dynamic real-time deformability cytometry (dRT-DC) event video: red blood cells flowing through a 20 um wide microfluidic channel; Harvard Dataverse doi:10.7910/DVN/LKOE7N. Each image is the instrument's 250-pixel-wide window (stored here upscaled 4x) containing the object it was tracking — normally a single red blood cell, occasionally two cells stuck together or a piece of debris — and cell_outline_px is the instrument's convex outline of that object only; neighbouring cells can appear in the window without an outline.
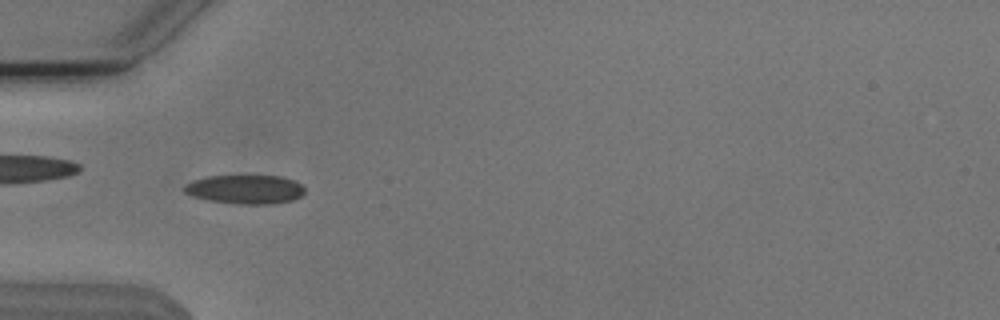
{"species": "Egyptian fruit bat (a non-hibernating species)", "species_latin": "Rousettus aegyptiacus", "temperature_condition": "cold", "stored_images_in_passage": 54, "camera_frame_rate_fps": 3000, "um_per_image_px": 0.085, "animal": {"sex": "male"}, "frame": {"image": 1, "passage_image": 17, "time_ms": 5.333, "image_size_px": [1000, 320], "cell_outline_px": [[304, 192], [300, 196], [292, 200], [272, 204], [240, 204], [208, 200], [192, 196], [184, 192], [180, 188], [184, 184], [192, 180], [208, 176], [280, 176], [292, 180], [300, 184], [304, 188]], "centroid_in_image_um": [20.78, 16.09], "position_along_channel_um": 64.2, "area_um2": 20.35}}
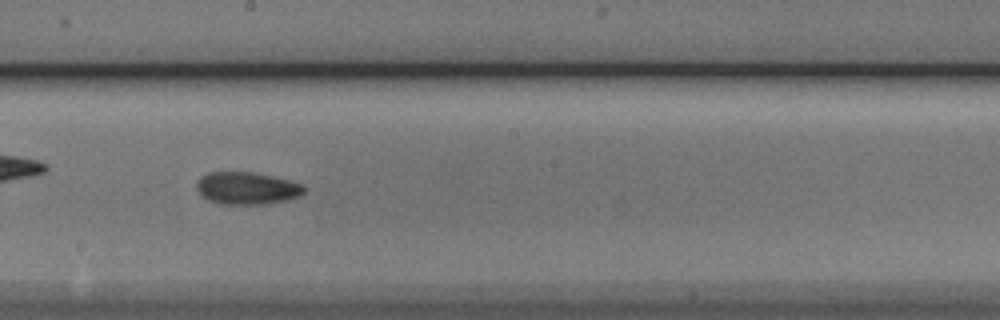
{"frame": {"image": 2, "passage_image": 30, "time_ms": 9.667, "image_size_px": [1000, 320], "cell_outline_px": [[308, 188], [300, 196], [284, 200], [264, 204], [220, 204], [208, 200], [196, 188], [196, 184], [208, 172], [252, 172], [272, 176], [304, 184]], "centroid_in_image_um": [21.04, 16.0], "position_along_channel_um": 227.2, "area_um2": 20.11}}
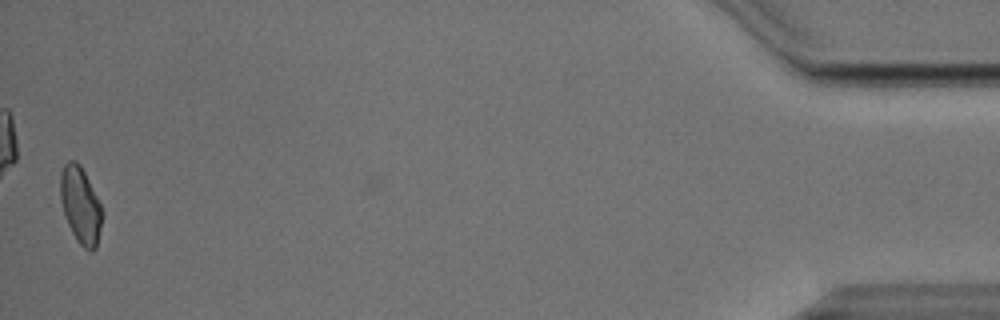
{"frame": {"image": 3, "passage_image": 53, "time_ms": 17.333, "image_size_px": [1000, 320], "cell_outline_px": [[104, 216], [96, 248], [92, 252], [88, 252], [76, 240], [68, 224], [60, 200], [60, 172], [64, 164], [68, 160], [76, 160], [80, 164], [104, 212]], "centroid_in_image_um": [6.85, 17.47], "position_along_channel_um": 428.3, "area_um2": 18.84}, "authors_computed_cell_mechanics": {"area_um2": 19.4497, "velocity_mm_per_s": 3.801, "shape_relaxation_time_tau1_ms": 4.5453, "shape_relaxation_time_tau2_ms": 4.73, "deformation_change_tau1": 0.0901, "deformation_change_tau2": 0.09}}